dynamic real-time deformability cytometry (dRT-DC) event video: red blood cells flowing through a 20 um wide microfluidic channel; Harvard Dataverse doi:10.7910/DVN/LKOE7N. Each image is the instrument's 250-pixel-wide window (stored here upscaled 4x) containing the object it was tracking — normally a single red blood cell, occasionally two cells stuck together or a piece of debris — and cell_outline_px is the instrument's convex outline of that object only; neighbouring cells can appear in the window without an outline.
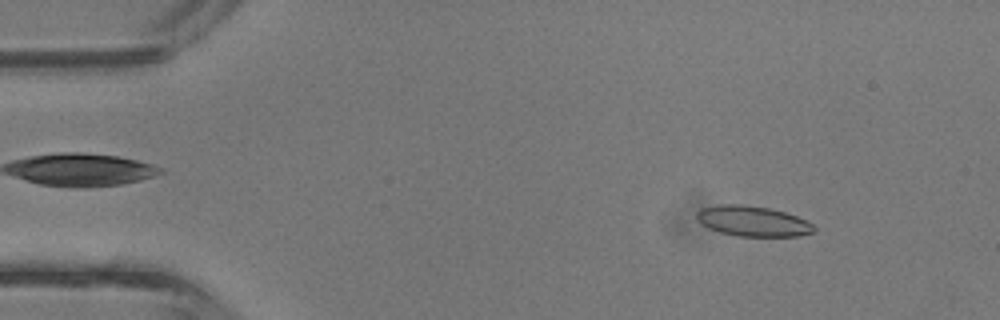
{"species": "common noctule bat (a hibernating species)", "species_latin": "Nyctalus noctula", "temperature_condition": "room temperature", "stored_images_in_passage": 41, "camera_frame_rate_fps": 3000, "um_per_image_px": 0.085, "animal": {"sex": "male", "body_mass_g": 13.3}, "frame": {"image": 1, "passage_image": 4, "time_ms": 1.0, "image_size_px": [1000, 320], "cell_outline_px": [[816, 228], [812, 232], [800, 236], [736, 236], [720, 232], [708, 228], [696, 216], [696, 212], [700, 208], [720, 204], [744, 204], [768, 208], [784, 212], [796, 216], [812, 224]], "centroid_in_image_um": [63.96, 18.79], "position_along_channel_um": 21.0, "area_um2": 20.58}}
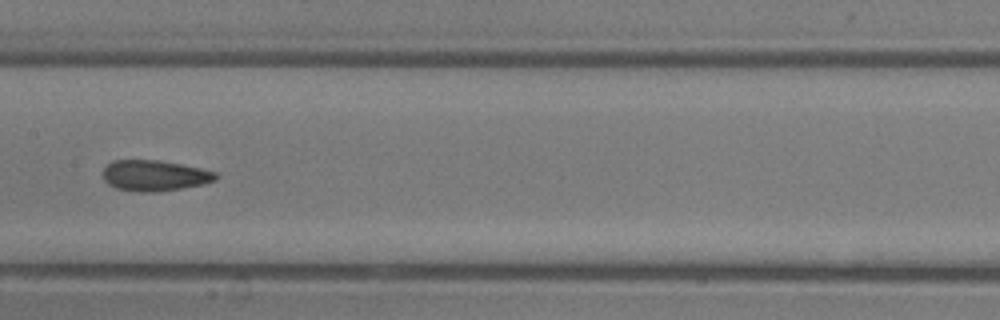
{"frame": {"image": 2, "passage_image": 20, "time_ms": 6.333, "image_size_px": [1000, 320], "cell_outline_px": [[220, 176], [216, 180], [204, 184], [156, 192], [140, 192], [116, 188], [108, 184], [104, 180], [104, 168], [112, 160], [160, 160], [200, 168], [216, 172]], "centroid_in_image_um": [13.16, 14.92], "position_along_channel_um": 194.2, "area_um2": 20.23}}
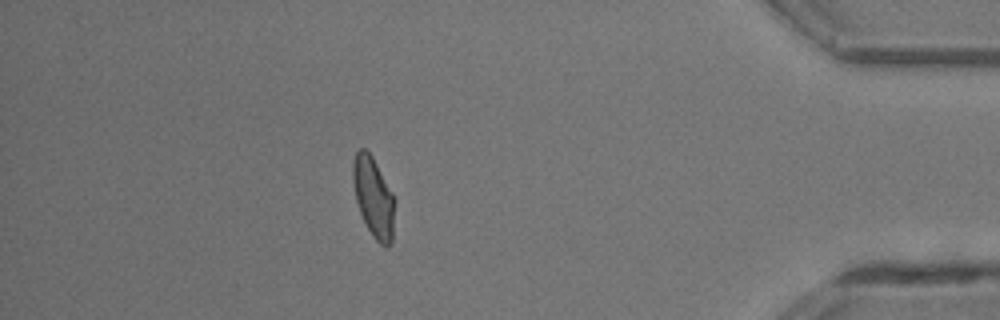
{"frame": {"image": 3, "passage_image": 36, "time_ms": 11.667, "image_size_px": [1000, 320], "cell_outline_px": [[396, 200], [392, 244], [388, 248], [384, 248], [372, 236], [360, 212], [356, 200], [352, 180], [352, 164], [356, 152], [360, 148], [364, 148], [372, 156], [392, 192]], "centroid_in_image_um": [31.77, 16.81], "position_along_channel_um": 403.4, "area_um2": 19.77}, "authors_computed_cell_mechanics": {"area_um2": 20.2878, "velocity_mm_per_s": 4.8199, "shape_relaxation_time_tau1_ms": 7.7908, "shape_relaxation_time_tau2_ms": 1.6801, "deformation_change_tau1": 0.1782, "deformation_change_tau2": 0.083}}